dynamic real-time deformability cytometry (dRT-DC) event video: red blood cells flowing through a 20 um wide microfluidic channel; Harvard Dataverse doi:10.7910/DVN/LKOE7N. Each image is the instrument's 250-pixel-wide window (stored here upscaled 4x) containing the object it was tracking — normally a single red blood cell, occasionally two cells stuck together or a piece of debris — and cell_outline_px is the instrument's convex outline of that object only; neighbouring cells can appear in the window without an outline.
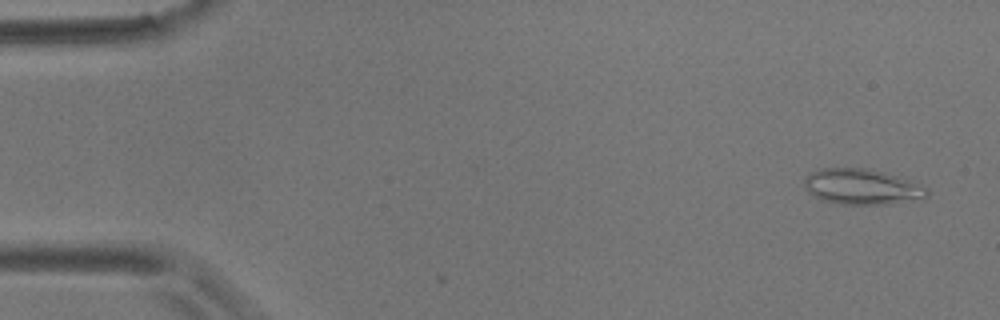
{"species": "common noctule bat (a hibernating species)", "species_latin": "Nyctalus noctula", "temperature_condition": "room temperature", "stored_images_in_passage": 6, "camera_frame_rate_fps": 3000, "um_per_image_px": 0.085, "animal": {"sex": "male", "body_mass_g": 17.9}, "frame": {"image": 1, "passage_image": 1, "time_ms": 0.0, "image_size_px": [1000, 320], "cell_outline_px": [[928, 196], [888, 204], [840, 204], [820, 200], [808, 192], [804, 188], [804, 176], [820, 168], [868, 168], [884, 172], [908, 180], [928, 188]], "centroid_in_image_um": [73.18, 15.86], "position_along_channel_um": 11.8, "area_um2": 25.32}}